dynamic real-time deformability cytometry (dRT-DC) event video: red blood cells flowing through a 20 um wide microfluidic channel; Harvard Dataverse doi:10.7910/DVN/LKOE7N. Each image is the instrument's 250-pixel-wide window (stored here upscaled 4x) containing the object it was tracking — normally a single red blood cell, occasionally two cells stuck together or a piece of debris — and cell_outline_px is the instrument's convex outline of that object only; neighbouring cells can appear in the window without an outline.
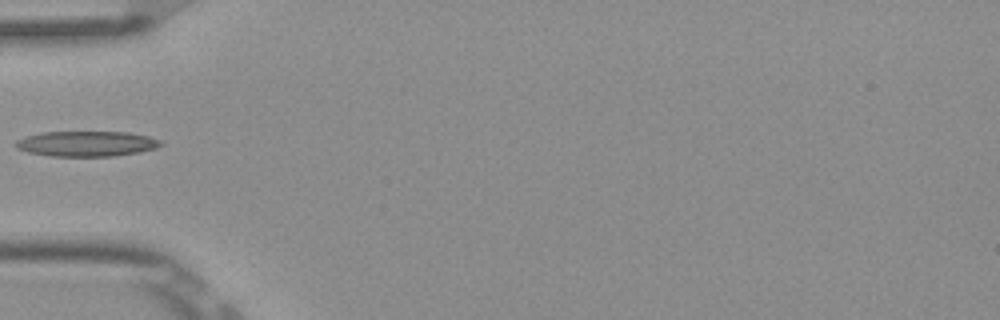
{"species": "Egyptian fruit bat (a non-hibernating species)", "species_latin": "Rousettus aegyptiacus", "temperature_condition": "room temperature", "stored_images_in_passage": 6, "camera_frame_rate_fps": 3000, "um_per_image_px": 0.085, "frame": {"image": 1, "passage_image": 6, "time_ms": 1.667, "image_size_px": [1000, 320], "cell_outline_px": [[164, 144], [156, 148], [140, 152], [112, 156], [52, 156], [28, 152], [16, 148], [12, 144], [16, 140], [40, 132], [128, 132], [148, 136], [160, 140]], "centroid_in_image_um": [7.35, 12.21], "position_along_channel_um": 77.7, "area_um2": 21.44}}